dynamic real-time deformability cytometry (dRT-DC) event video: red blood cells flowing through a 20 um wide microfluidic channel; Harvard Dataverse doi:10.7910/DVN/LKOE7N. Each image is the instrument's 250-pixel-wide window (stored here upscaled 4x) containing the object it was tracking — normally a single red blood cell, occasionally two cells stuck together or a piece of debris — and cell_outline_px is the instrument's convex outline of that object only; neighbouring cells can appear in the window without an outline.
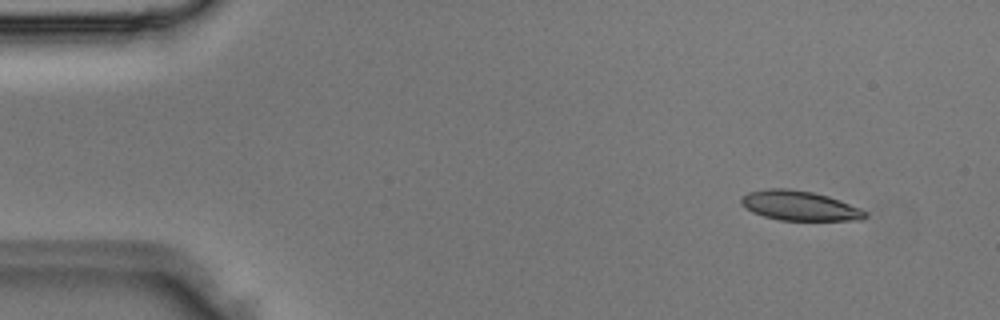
{"species": "Egyptian fruit bat (a non-hibernating species)", "species_latin": "Rousettus aegyptiacus", "temperature_condition": "room temperature", "stored_images_in_passage": 4, "camera_frame_rate_fps": 3000, "um_per_image_px": 0.085, "animal": {"sex": "male"}, "frame": {"image": 1, "passage_image": 2, "time_ms": 0.333, "image_size_px": [1000, 320], "cell_outline_px": [[868, 216], [860, 220], [780, 220], [764, 216], [752, 212], [740, 204], [740, 196], [748, 192], [768, 188], [788, 188], [812, 192], [828, 196], [840, 200], [860, 208], [868, 212]], "centroid_in_image_um": [67.94, 17.48], "position_along_channel_um": 17.1, "area_um2": 21.56}}
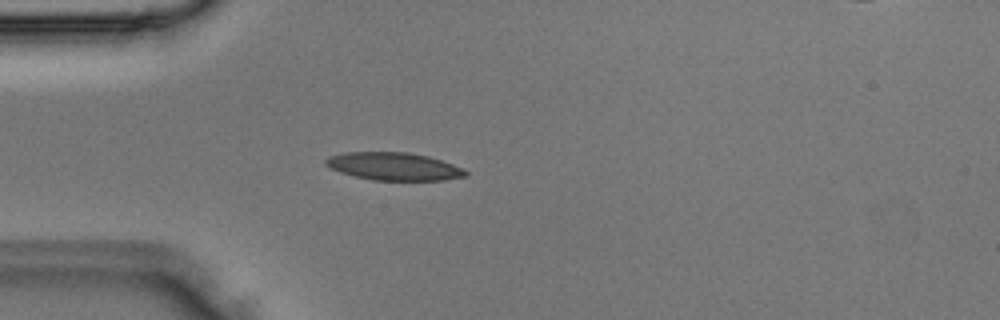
{"frame": {"image": 2, "passage_image": 4, "time_ms": 1.0, "image_size_px": [1000, 320], "cell_outline_px": [[468, 176], [444, 180], [372, 180], [340, 172], [324, 164], [324, 160], [328, 156], [344, 152], [408, 152], [428, 156], [464, 168], [468, 172]], "centroid_in_image_um": [33.48, 14.14], "position_along_channel_um": 51.5, "area_um2": 22.66}}